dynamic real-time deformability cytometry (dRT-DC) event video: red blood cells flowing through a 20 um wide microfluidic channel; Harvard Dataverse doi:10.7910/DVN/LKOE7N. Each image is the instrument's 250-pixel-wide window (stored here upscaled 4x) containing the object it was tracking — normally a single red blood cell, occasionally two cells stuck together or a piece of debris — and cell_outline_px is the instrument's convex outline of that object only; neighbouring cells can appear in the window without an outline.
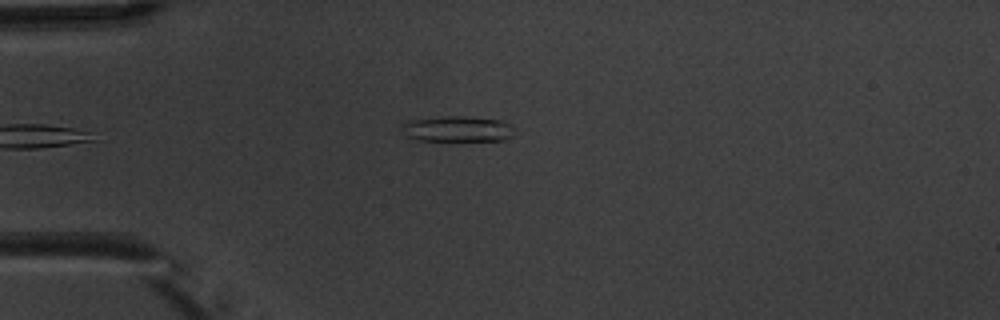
{"species": "common noctule bat (a hibernating species)", "species_latin": "Nyctalus noctula", "temperature_condition": "warm", "stored_images_in_passage": 5, "camera_frame_rate_fps": 3000, "um_per_image_px": 0.085, "animal": {"sex": "male", "body_mass_g": 20.1, "forearm_length_mm": 53.5}, "frame": {"image": 1, "passage_image": 5, "time_ms": 4.667, "image_size_px": [1000, 320], "cell_outline_px": [[512, 136], [504, 140], [448, 144], [420, 140], [404, 136], [404, 124], [408, 120], [444, 116], [464, 116], [500, 120], [512, 124]], "centroid_in_image_um": [38.89, 11.02], "position_along_channel_um": 46.1, "area_um2": 17.86}}